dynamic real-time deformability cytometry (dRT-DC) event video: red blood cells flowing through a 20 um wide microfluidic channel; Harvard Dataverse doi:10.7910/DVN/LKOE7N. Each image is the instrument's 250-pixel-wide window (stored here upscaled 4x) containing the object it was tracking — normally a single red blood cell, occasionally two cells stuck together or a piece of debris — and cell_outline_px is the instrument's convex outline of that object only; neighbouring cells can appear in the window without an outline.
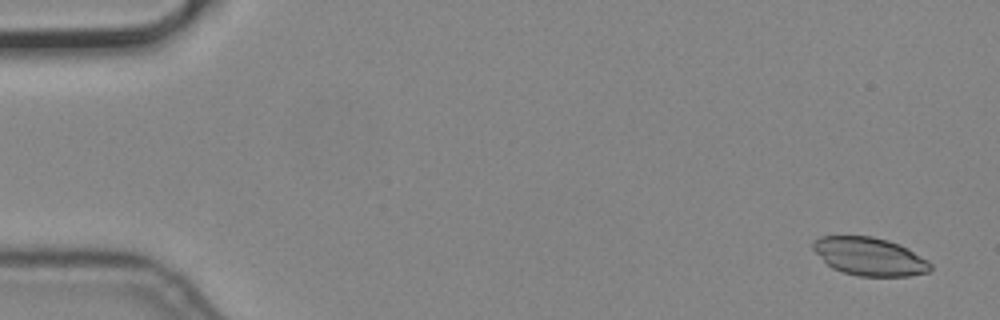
{"species": "common noctule bat (a hibernating species)", "species_latin": "Nyctalus noctula", "temperature_condition": "cold", "stored_images_in_passage": 5, "camera_frame_rate_fps": 3000, "um_per_image_px": 0.085, "animal": {"sex": "male", "body_mass_g": 19.2, "forearm_length_mm": 51.8}, "frame": {"image": 1, "passage_image": 1, "time_ms": 0.0, "image_size_px": [1000, 320], "cell_outline_px": [[932, 268], [928, 272], [908, 276], [860, 276], [844, 272], [832, 268], [812, 248], [812, 240], [820, 236], [872, 236], [888, 240], [900, 244], [908, 248], [928, 260], [932, 264]], "centroid_in_image_um": [73.93, 21.79], "position_along_channel_um": 11.1, "area_um2": 26.07}}